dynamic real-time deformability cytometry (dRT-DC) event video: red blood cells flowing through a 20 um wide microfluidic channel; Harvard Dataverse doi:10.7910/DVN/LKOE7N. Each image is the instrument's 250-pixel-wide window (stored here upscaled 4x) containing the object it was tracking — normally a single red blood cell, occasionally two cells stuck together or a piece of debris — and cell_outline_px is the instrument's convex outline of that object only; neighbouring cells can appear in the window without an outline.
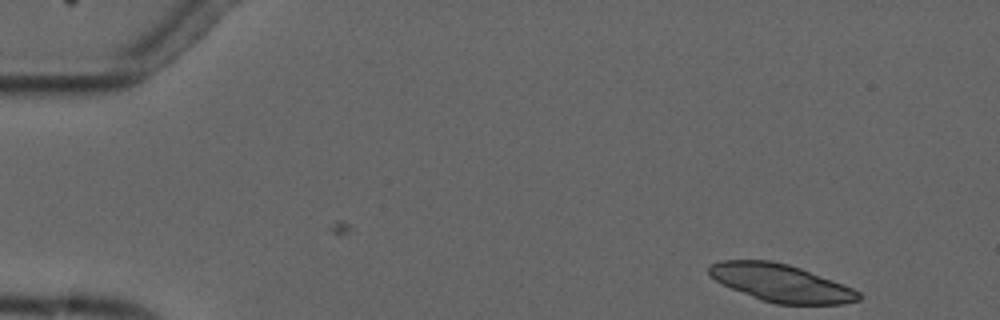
{"species": "common noctule bat (a hibernating species)", "species_latin": "Nyctalus noctula", "temperature_condition": "cold", "stored_images_in_passage": 2, "camera_frame_rate_fps": 3000, "um_per_image_px": 0.085, "animal": {"sex": "male", "forearm_length_mm": 52.5}, "frame": {"image": 1, "passage_image": 2, "time_ms": 1.0, "image_size_px": [1000, 320], "cell_outline_px": [[860, 300], [844, 304], [776, 304], [764, 300], [732, 288], [716, 280], [708, 272], [708, 268], [712, 264], [720, 260], [772, 260], [788, 264], [800, 268], [832, 280], [852, 288], [860, 292]], "centroid_in_image_um": [66.4, 24.04], "position_along_channel_um": 18.6, "area_um2": 32.19}}